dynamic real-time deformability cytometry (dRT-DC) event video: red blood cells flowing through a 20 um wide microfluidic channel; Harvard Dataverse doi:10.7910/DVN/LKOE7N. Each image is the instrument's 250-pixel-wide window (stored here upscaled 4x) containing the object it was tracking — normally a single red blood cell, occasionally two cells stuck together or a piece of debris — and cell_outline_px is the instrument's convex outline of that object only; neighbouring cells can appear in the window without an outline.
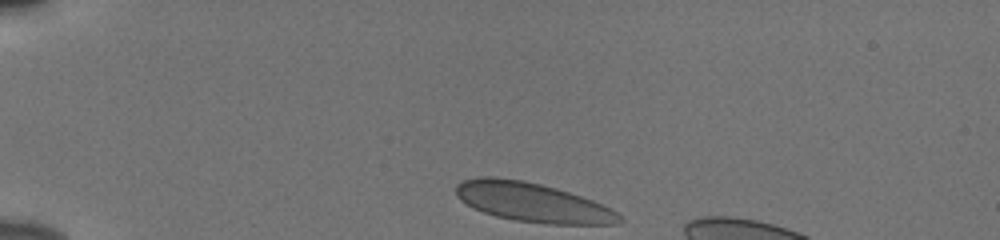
{"species": "human", "species_latin": "Homo sapiens", "temperature_condition": "cold", "stored_images_in_passage": 39, "camera_frame_rate_fps": 3000, "um_per_image_px": 0.085, "donor": {"sex": "male"}, "frame": {"image": 1, "passage_image": 1, "time_ms": 0.0, "image_size_px": [1000, 240], "cell_outline_px": [[624, 220], [616, 224], [548, 224], [512, 220], [496, 216], [484, 212], [460, 200], [456, 196], [456, 184], [460, 180], [480, 176], [492, 176], [520, 180], [540, 184], [556, 188], [592, 200], [612, 208]], "centroid_in_image_um": [45.24, 17.19], "position_along_channel_um": 39.8, "area_um2": 37.28}}
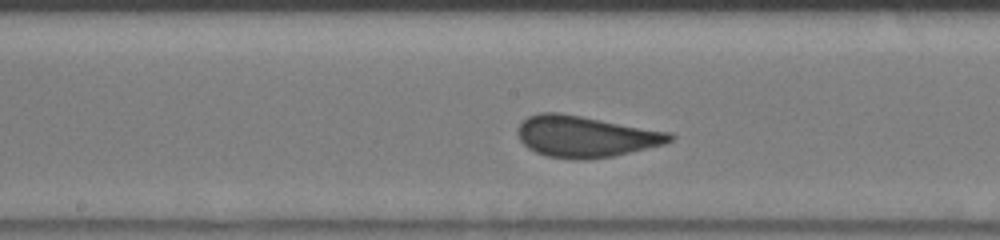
{"frame": {"image": 2, "passage_image": 18, "time_ms": 5.667, "image_size_px": [1000, 240], "cell_outline_px": [[676, 136], [672, 140], [664, 144], [612, 156], [584, 160], [572, 160], [548, 156], [536, 152], [528, 148], [520, 140], [516, 132], [516, 128], [528, 116], [540, 112], [560, 112], [672, 132]], "centroid_in_image_um": [49.76, 11.59], "position_along_channel_um": 198.4, "area_um2": 36.82}}
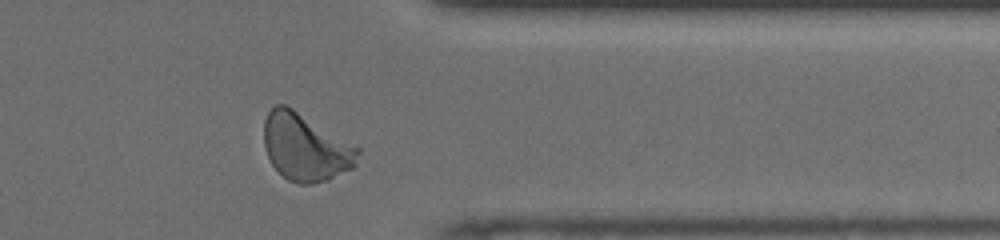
{"frame": {"image": 3, "passage_image": 33, "time_ms": 10.667, "image_size_px": [1000, 240], "cell_outline_px": [[360, 152], [356, 164], [352, 168], [328, 180], [312, 184], [300, 184], [288, 180], [272, 164], [268, 156], [264, 144], [264, 120], [268, 112], [276, 104], [284, 104], [292, 108], [360, 148]], "centroid_in_image_um": [25.97, 12.53], "position_along_channel_um": 385.4, "area_um2": 36.53}}